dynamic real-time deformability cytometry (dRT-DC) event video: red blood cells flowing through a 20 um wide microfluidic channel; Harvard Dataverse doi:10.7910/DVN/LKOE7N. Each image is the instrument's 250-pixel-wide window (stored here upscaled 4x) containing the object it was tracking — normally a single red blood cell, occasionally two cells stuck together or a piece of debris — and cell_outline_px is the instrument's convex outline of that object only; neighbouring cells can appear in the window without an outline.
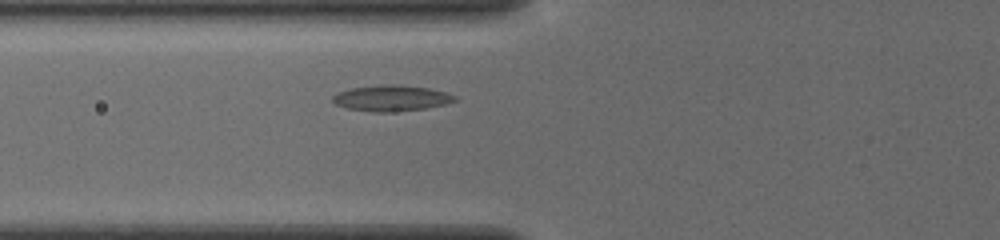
{"species": "common noctule bat (a hibernating species)", "species_latin": "Nyctalus noctula", "temperature_condition": "cold", "stored_images_in_passage": 5, "camera_frame_rate_fps": 3000, "um_per_image_px": 0.085, "animal": {"sex": "female", "body_mass_g": 19.5, "forearm_length_mm": 54.1}, "frame": {"image": 1, "passage_image": 5, "time_ms": 1.333, "image_size_px": [1000, 240], "cell_outline_px": [[456, 100], [444, 104], [424, 108], [388, 112], [376, 112], [348, 108], [336, 104], [332, 100], [332, 96], [340, 92], [352, 88], [384, 84], [400, 84], [428, 88], [444, 92], [456, 96]], "centroid_in_image_um": [33.26, 8.33], "position_along_channel_um": 92.5, "area_um2": 18.09}}